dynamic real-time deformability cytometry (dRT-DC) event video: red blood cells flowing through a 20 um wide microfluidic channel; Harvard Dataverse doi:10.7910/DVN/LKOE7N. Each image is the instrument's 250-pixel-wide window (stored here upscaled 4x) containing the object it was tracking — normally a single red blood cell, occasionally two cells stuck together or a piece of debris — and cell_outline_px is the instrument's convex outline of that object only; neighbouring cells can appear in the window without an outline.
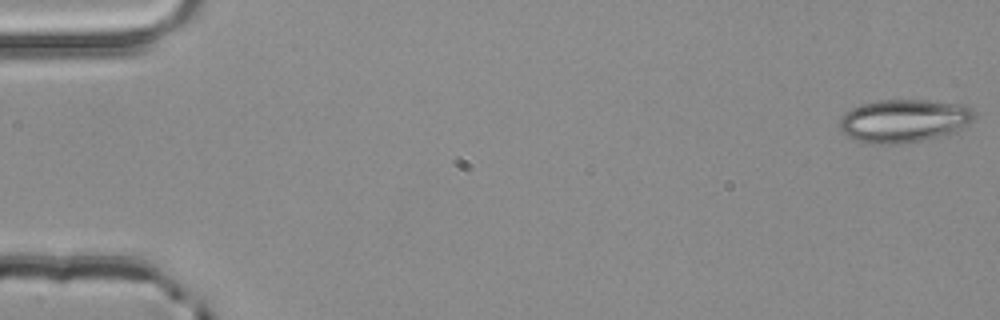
{"species": "common noctule bat (a hibernating species)", "species_latin": "Nyctalus noctula", "temperature_condition": "room temperature", "stored_images_in_passage": 3, "camera_frame_rate_fps": 3000, "um_per_image_px": 0.085, "animal": {"sex": "male", "body_mass_g": 20.4}, "frame": {"image": 1, "passage_image": 3, "time_ms": 0.667, "image_size_px": [1000, 320], "cell_outline_px": [[976, 116], [968, 128], [948, 136], [896, 144], [868, 144], [856, 140], [848, 136], [840, 128], [840, 116], [852, 108], [860, 104], [880, 100], [924, 100], [964, 104], [972, 108], [976, 112]], "centroid_in_image_um": [76.93, 10.27], "position_along_channel_um": 8.1, "area_um2": 34.62}}